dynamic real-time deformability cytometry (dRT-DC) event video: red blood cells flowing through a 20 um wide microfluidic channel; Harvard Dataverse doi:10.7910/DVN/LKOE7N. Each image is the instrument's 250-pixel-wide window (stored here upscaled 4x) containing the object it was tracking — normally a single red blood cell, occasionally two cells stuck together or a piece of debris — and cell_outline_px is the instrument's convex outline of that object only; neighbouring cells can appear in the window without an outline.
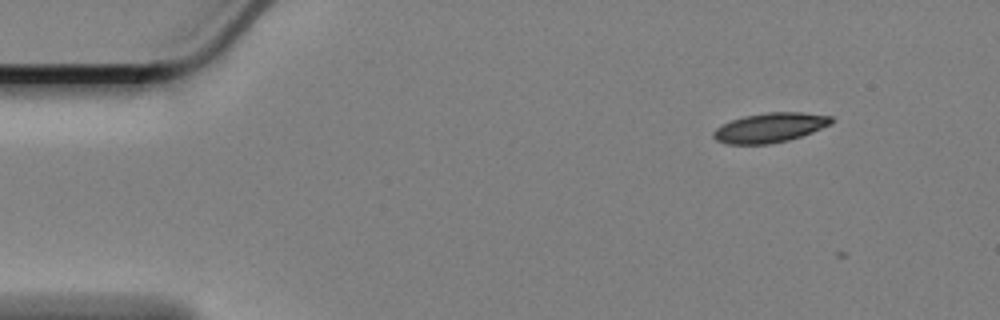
{"species": "Egyptian fruit bat (a non-hibernating species)", "species_latin": "Rousettus aegyptiacus", "temperature_condition": "cold", "stored_images_in_passage": 3, "camera_frame_rate_fps": 3000, "um_per_image_px": 0.085, "animal": {"sex": "female"}, "frame": {"image": 1, "passage_image": 1, "time_ms": 0.0, "image_size_px": [1000, 320], "cell_outline_px": [[832, 124], [812, 132], [788, 140], [768, 144], [728, 144], [716, 140], [712, 136], [712, 132], [716, 128], [732, 120], [744, 116], [768, 112], [804, 112], [832, 116]], "centroid_in_image_um": [65.45, 10.84], "position_along_channel_um": 19.5, "area_um2": 20.23}}